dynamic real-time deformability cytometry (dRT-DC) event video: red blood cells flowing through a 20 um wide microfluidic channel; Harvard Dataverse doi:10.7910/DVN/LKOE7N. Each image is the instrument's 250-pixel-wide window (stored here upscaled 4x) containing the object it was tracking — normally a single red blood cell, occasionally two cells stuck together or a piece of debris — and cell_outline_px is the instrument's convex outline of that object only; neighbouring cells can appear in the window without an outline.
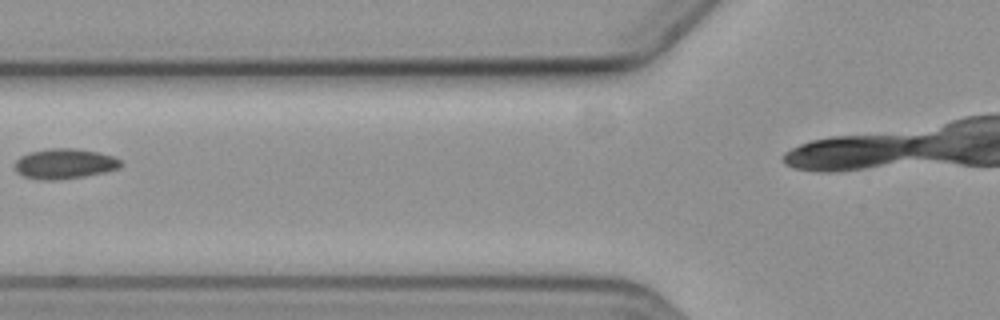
{"species": "common noctule bat (a hibernating species)", "species_latin": "Nyctalus noctula", "temperature_condition": "cold", "stored_images_in_passage": 5, "camera_frame_rate_fps": 3000, "um_per_image_px": 0.085, "animal": {"sex": "female", "body_mass_g": 19.3, "forearm_length_mm": 54.1}, "frame": {"image": 1, "passage_image": 4, "time_ms": 4.333, "image_size_px": [1000, 320], "cell_outline_px": [[124, 164], [120, 168], [104, 172], [84, 176], [52, 180], [40, 180], [24, 176], [16, 172], [16, 160], [20, 156], [28, 152], [48, 148], [72, 148], [96, 152], [112, 156], [120, 160]], "centroid_in_image_um": [5.48, 13.91], "position_along_channel_um": 120.3, "area_um2": 18.55}}